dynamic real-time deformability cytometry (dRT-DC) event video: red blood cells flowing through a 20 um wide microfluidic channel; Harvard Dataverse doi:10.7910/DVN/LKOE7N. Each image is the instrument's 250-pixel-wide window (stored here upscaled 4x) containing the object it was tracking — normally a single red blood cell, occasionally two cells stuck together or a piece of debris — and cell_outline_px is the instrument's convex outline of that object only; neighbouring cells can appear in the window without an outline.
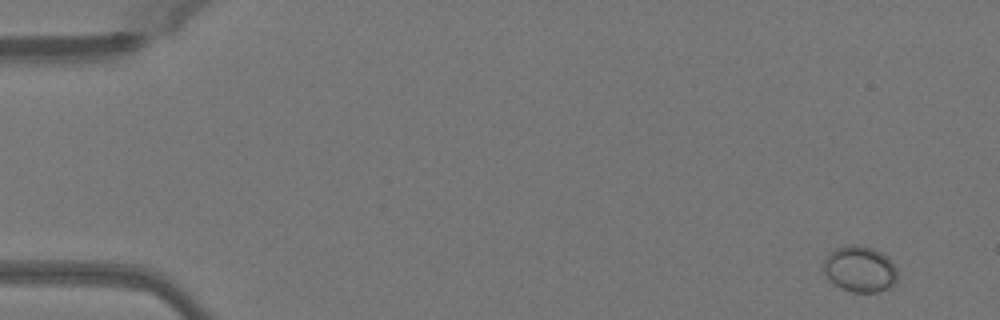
{"species": "Egyptian fruit bat (a non-hibernating species)", "species_latin": "Rousettus aegyptiacus", "temperature_condition": "warm", "stored_images_in_passage": 48, "camera_frame_rate_fps": 3000, "um_per_image_px": 0.085, "animal": {"sex": "female"}, "frame": {"image": 1, "passage_image": 1, "time_ms": 0.0, "image_size_px": [1000, 320], "cell_outline_px": [[896, 284], [888, 288], [876, 292], [852, 292], [840, 288], [832, 284], [824, 272], [824, 256], [836, 248], [872, 248], [880, 252], [896, 268]], "centroid_in_image_um": [73.06, 22.94], "position_along_channel_um": 11.9, "area_um2": 19.19}}
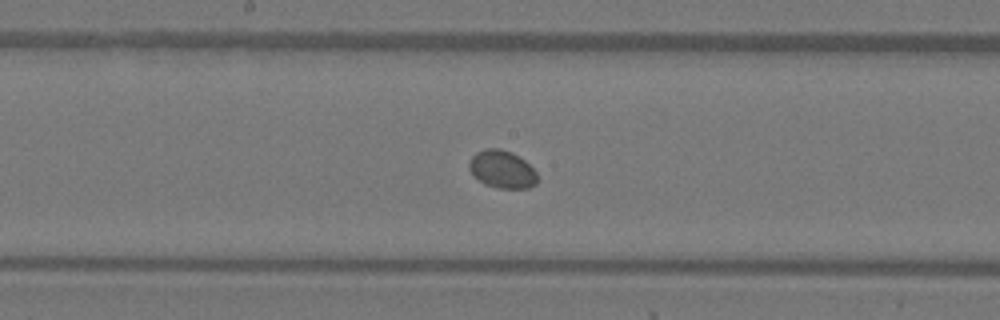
{"frame": {"image": 2, "passage_image": 25, "time_ms": 8.0, "image_size_px": [1000, 320], "cell_outline_px": [[536, 184], [528, 188], [496, 188], [484, 184], [468, 168], [468, 164], [472, 156], [476, 152], [488, 148], [500, 148], [512, 152], [524, 160], [536, 172]], "centroid_in_image_um": [42.67, 14.38], "position_along_channel_um": 205.5, "area_um2": 14.85}}
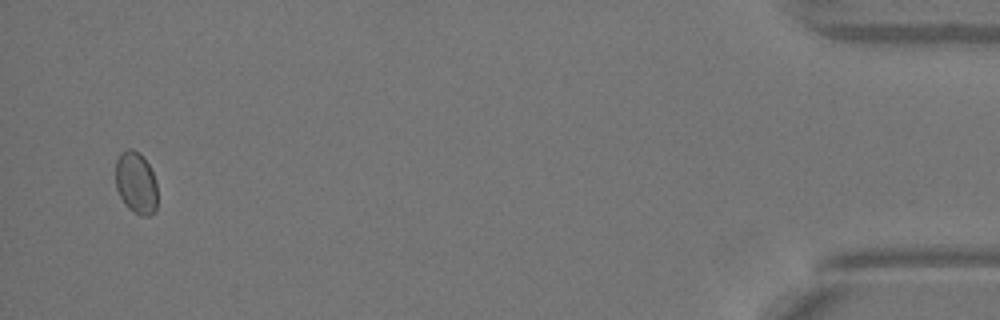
{"frame": {"image": 3, "passage_image": 47, "time_ms": 15.333, "image_size_px": [1000, 320], "cell_outline_px": [[156, 212], [148, 216], [140, 216], [128, 208], [124, 204], [116, 188], [116, 160], [120, 152], [128, 148], [132, 148], [140, 152], [148, 164], [156, 180]], "centroid_in_image_um": [11.56, 15.53], "position_along_channel_um": 423.6, "area_um2": 15.32}, "authors_computed_cell_mechanics": {"area_um2": 15.1725, "velocity_mm_per_s": 4.0689, "shape_relaxation_time_tau1_ms": null, "shape_relaxation_time_tau2_ms": 5.4559, "deformation_change_tau1": null, "deformation_change_tau2": 0.0266}}